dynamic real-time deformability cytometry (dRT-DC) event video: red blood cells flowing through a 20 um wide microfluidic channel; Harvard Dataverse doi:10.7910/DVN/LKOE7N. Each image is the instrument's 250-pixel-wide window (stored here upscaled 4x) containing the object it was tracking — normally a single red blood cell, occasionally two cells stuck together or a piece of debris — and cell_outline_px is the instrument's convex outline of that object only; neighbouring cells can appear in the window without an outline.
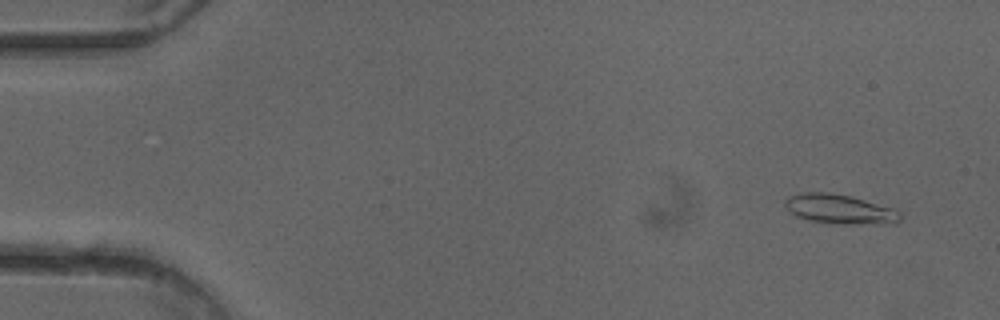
{"species": "common noctule bat (a hibernating species)", "species_latin": "Nyctalus noctula", "temperature_condition": "cold", "stored_images_in_passage": 52, "camera_frame_rate_fps": 3000, "um_per_image_px": 0.085, "animal": {"sex": "female"}, "frame": {"image": 1, "passage_image": 4, "time_ms": 1.0, "image_size_px": [1000, 320], "cell_outline_px": [[900, 220], [896, 224], [844, 224], [808, 220], [796, 216], [784, 204], [784, 200], [788, 196], [800, 192], [828, 192], [852, 196], [896, 208], [900, 212]], "centroid_in_image_um": [71.43, 17.77], "position_along_channel_um": 13.6, "area_um2": 20.11}}
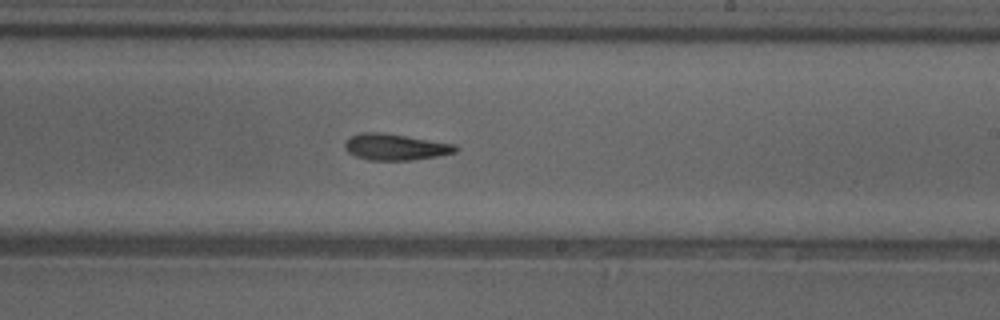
{"frame": {"image": 2, "passage_image": 31, "time_ms": 10.0, "image_size_px": [1000, 320], "cell_outline_px": [[460, 148], [456, 152], [436, 156], [412, 160], [368, 160], [356, 156], [348, 152], [344, 148], [344, 144], [352, 136], [360, 132], [380, 132], [456, 144]], "centroid_in_image_um": [33.62, 12.49], "position_along_channel_um": 255.4, "area_um2": 16.88}}
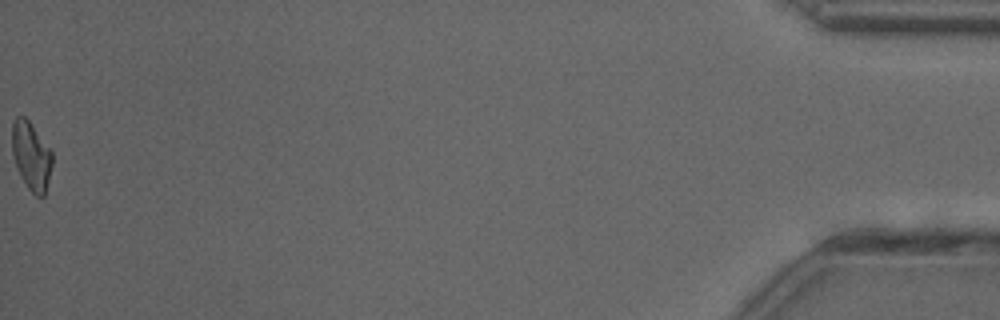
{"frame": {"image": 3, "passage_image": 52, "time_ms": 17.0, "image_size_px": [1000, 320], "cell_outline_px": [[52, 164], [44, 196], [36, 196], [28, 188], [20, 176], [12, 156], [12, 120], [16, 116], [24, 116], [28, 120], [52, 152]], "centroid_in_image_um": [2.62, 13.24], "position_along_channel_um": 432.6, "area_um2": 15.84}, "authors_computed_cell_mechanics": {"area_um2": 17.051, "velocity_mm_per_s": 4.0244, "shape_relaxation_time_tau1_ms": null, "shape_relaxation_time_tau2_ms": 7.938, "deformation_change_tau1": null, "deformation_change_tau2": 0.1984}}